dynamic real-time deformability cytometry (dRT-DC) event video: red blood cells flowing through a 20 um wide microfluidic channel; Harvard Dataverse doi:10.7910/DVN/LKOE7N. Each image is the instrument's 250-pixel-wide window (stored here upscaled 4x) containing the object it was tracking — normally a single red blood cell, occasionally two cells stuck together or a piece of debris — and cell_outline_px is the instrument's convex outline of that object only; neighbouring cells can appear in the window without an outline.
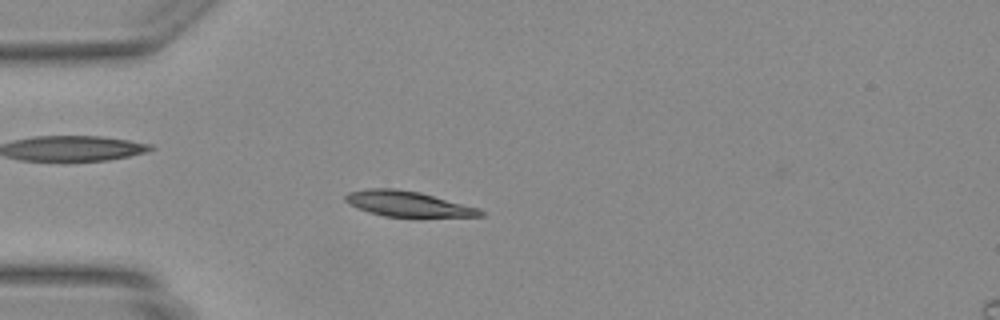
{"species": "Egyptian fruit bat (a non-hibernating species)", "species_latin": "Rousettus aegyptiacus", "temperature_condition": "warm", "stored_images_in_passage": 43, "camera_frame_rate_fps": 3000, "um_per_image_px": 0.085, "animal": {"sex": "female"}, "frame": {"image": 1, "passage_image": 13, "time_ms": 4.0, "image_size_px": [1000, 320], "cell_outline_px": [[484, 216], [384, 216], [360, 208], [344, 200], [344, 196], [348, 192], [368, 188], [396, 188], [420, 192], [480, 208], [484, 212]], "centroid_in_image_um": [34.69, 17.3], "position_along_channel_um": 50.3, "area_um2": 19.59}}
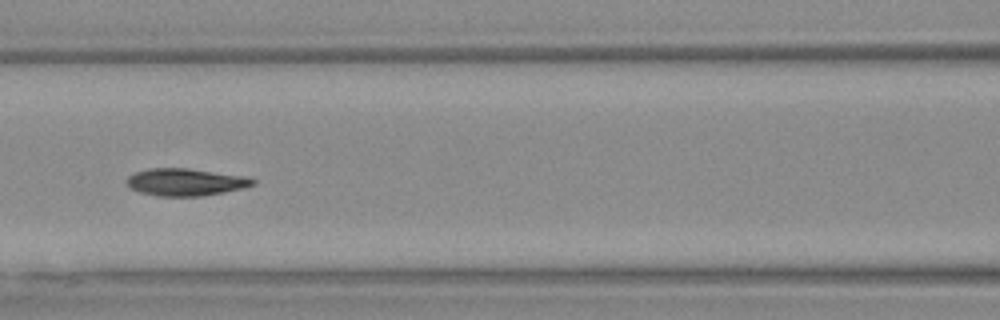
{"frame": {"image": 2, "passage_image": 21, "time_ms": 6.667, "image_size_px": [1000, 320], "cell_outline_px": [[256, 184], [244, 188], [200, 196], [160, 196], [140, 192], [128, 188], [128, 176], [136, 172], [148, 168], [184, 168], [244, 176], [256, 180]], "centroid_in_image_um": [15.76, 15.48], "position_along_channel_um": 150.8, "area_um2": 19.83}}
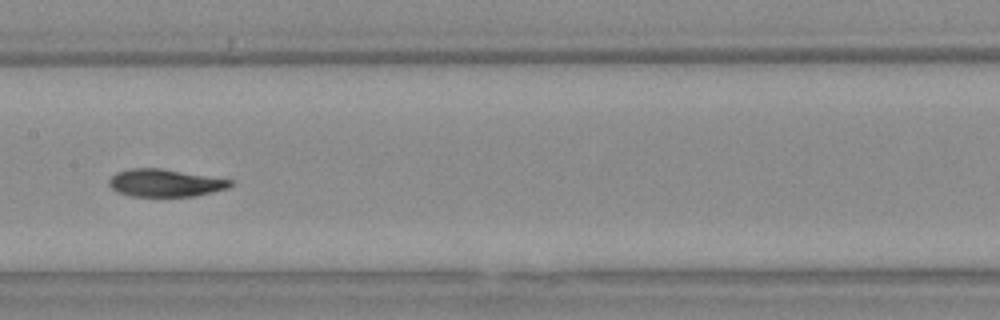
{"frame": {"image": 3, "passage_image": 24, "time_ms": 7.667, "image_size_px": [1000, 320], "cell_outline_px": [[232, 184], [228, 188], [196, 196], [132, 196], [116, 192], [108, 184], [108, 180], [116, 172], [132, 168], [160, 168], [232, 180]], "centroid_in_image_um": [14.0, 15.55], "position_along_channel_um": 193.4, "area_um2": 19.36}}